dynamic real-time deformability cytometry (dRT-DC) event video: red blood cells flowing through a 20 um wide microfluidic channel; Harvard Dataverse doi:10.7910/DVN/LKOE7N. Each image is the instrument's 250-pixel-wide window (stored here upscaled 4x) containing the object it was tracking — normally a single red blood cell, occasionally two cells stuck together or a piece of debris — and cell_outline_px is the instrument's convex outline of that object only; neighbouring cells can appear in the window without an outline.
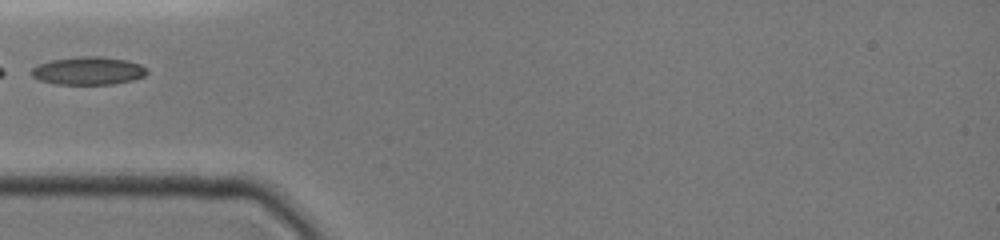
{"species": "common noctule bat (a hibernating species)", "species_latin": "Nyctalus noctula", "temperature_condition": "cold", "stored_images_in_passage": 11, "camera_frame_rate_fps": 3000, "um_per_image_px": 0.085, "animal": {"sex": "female", "body_mass_g": 19.0, "forearm_length_mm": 51.5}, "frame": {"image": 1, "passage_image": 1, "time_ms": 0.0, "image_size_px": [1000, 240], "cell_outline_px": [[148, 72], [144, 76], [132, 80], [112, 84], [56, 84], [40, 80], [32, 76], [32, 68], [40, 64], [52, 60], [76, 56], [104, 56], [128, 60], [140, 64]], "centroid_in_image_um": [7.52, 6.0], "position_along_channel_um": 77.5, "area_um2": 18.79}}